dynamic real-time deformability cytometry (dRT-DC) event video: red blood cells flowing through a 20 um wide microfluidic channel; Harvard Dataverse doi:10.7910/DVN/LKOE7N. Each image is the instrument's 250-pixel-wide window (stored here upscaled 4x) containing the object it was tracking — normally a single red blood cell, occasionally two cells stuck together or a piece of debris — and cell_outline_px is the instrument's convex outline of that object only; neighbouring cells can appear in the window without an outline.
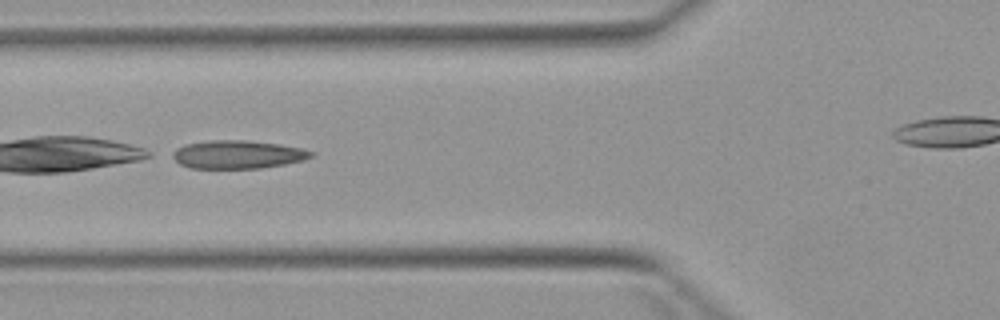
{"species": "Egyptian fruit bat (a non-hibernating species)", "species_latin": "Rousettus aegyptiacus", "temperature_condition": "warm", "stored_images_in_passage": 8, "segment_of_instrument_passage": [1, 2], "camera_frame_rate_fps": 3000, "um_per_image_px": 0.085, "animal": {"sex": "female"}, "frame": {"image": 1, "passage_image": 4, "time_ms": 4.0, "image_size_px": [1000, 320], "cell_outline_px": [[316, 152], [312, 156], [304, 160], [284, 164], [260, 168], [188, 168], [180, 164], [168, 156], [168, 152], [184, 144], [208, 140], [248, 140], [280, 144], [304, 148]], "centroid_in_image_um": [20.15, 13.12], "position_along_channel_um": 105.7, "area_um2": 23.29}}
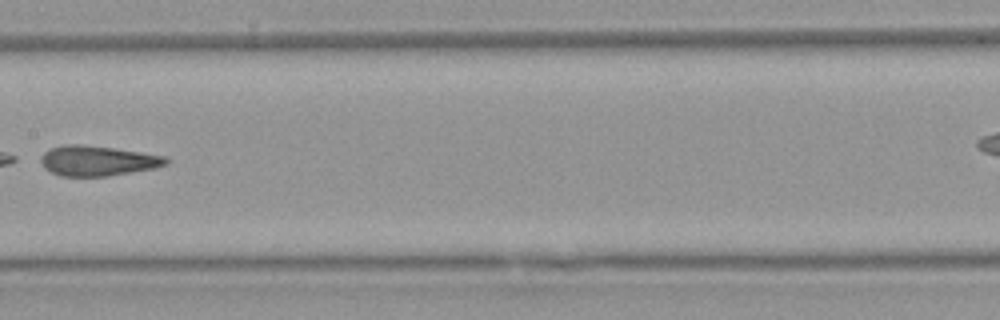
{"frame": {"image": 2, "passage_image": 6, "time_ms": 6.333, "image_size_px": [1000, 320], "cell_outline_px": [[168, 164], [156, 168], [108, 176], [60, 176], [44, 168], [40, 160], [40, 156], [48, 148], [64, 144], [84, 144], [140, 152], [164, 156], [168, 160]], "centroid_in_image_um": [8.26, 13.66], "position_along_channel_um": 199.1, "area_um2": 22.08}}
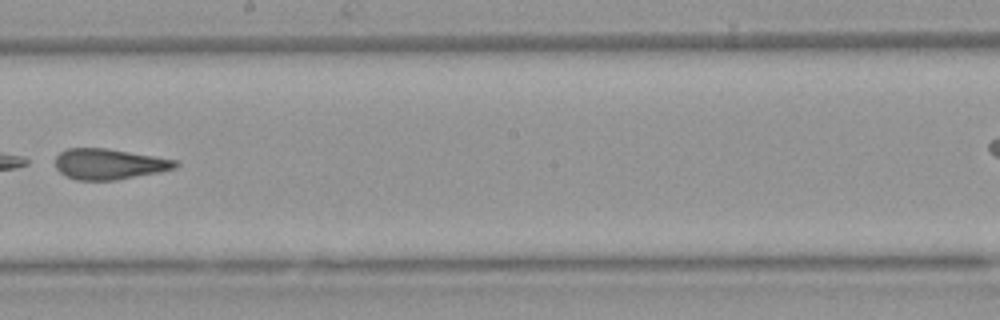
{"frame": {"image": 3, "passage_image": 7, "time_ms": 7.333, "image_size_px": [1000, 320], "cell_outline_px": [[180, 164], [176, 168], [160, 172], [116, 180], [76, 180], [64, 176], [56, 168], [56, 156], [60, 152], [68, 148], [108, 148], [176, 160]], "centroid_in_image_um": [9.27, 13.95], "position_along_channel_um": 238.9, "area_um2": 21.56}}